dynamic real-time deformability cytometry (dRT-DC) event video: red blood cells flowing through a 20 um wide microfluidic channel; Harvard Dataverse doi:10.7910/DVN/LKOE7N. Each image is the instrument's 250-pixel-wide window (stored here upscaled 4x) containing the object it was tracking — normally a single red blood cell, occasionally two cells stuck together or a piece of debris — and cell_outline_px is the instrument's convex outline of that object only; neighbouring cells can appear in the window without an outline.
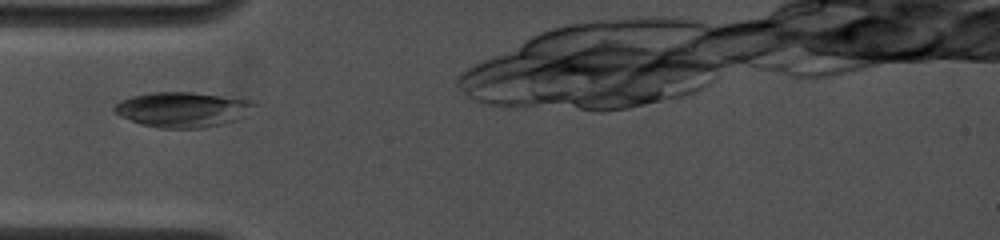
{"species": "common noctule bat (a hibernating species)", "species_latin": "Nyctalus noctula", "temperature_condition": "cold", "stored_images_in_passage": 4, "segment_of_instrument_passage": [1, 2], "camera_frame_rate_fps": 4500, "um_per_image_px": 0.085, "animal": {"sex": "female", "body_mass_g": 19.0, "forearm_length_mm": 53.3}, "frame": {"image": 1, "passage_image": 1, "time_ms": 0.0, "image_size_px": [1000, 240], "cell_outline_px": [[260, 104], [236, 120], [224, 124], [200, 128], [160, 128], [144, 124], [120, 116], [112, 108], [120, 100], [132, 96], [152, 92], [192, 92], [248, 100]], "centroid_in_image_um": [15.52, 9.31], "position_along_channel_um": 69.5, "area_um2": 28.32}}
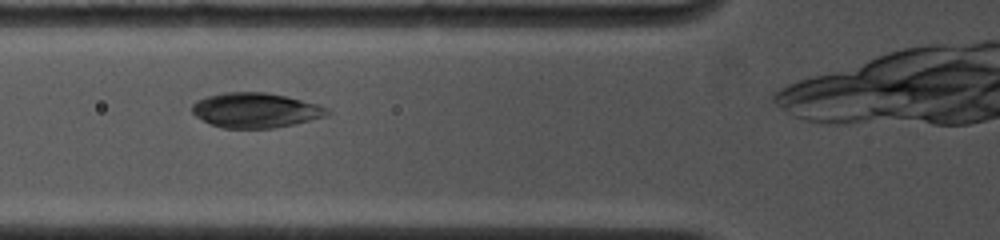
{"frame": {"image": 2, "passage_image": 2, "time_ms": 0.889, "image_size_px": [1000, 240], "cell_outline_px": [[332, 112], [324, 116], [292, 124], [272, 128], [224, 128], [212, 124], [196, 116], [192, 112], [192, 104], [196, 100], [208, 96], [224, 92], [268, 92], [316, 104], [328, 108]], "centroid_in_image_um": [21.69, 9.36], "position_along_channel_um": 104.1, "area_um2": 27.11}}
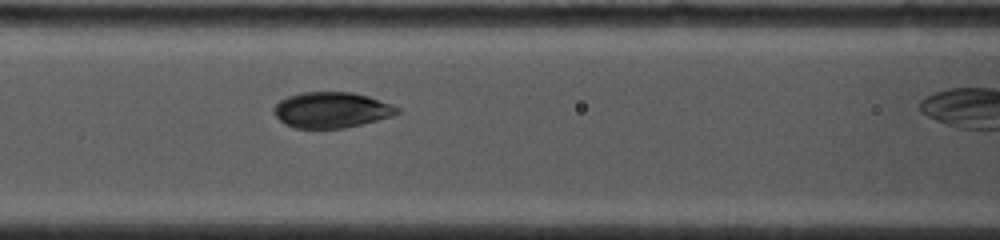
{"frame": {"image": 3, "passage_image": 3, "time_ms": 1.778, "image_size_px": [1000, 240], "cell_outline_px": [[400, 112], [392, 116], [344, 128], [296, 128], [284, 124], [272, 112], [272, 108], [280, 100], [288, 96], [300, 92], [352, 92], [368, 96], [392, 104], [400, 108]], "centroid_in_image_um": [28.15, 9.34], "position_along_channel_um": 138.4, "area_um2": 25.72}}